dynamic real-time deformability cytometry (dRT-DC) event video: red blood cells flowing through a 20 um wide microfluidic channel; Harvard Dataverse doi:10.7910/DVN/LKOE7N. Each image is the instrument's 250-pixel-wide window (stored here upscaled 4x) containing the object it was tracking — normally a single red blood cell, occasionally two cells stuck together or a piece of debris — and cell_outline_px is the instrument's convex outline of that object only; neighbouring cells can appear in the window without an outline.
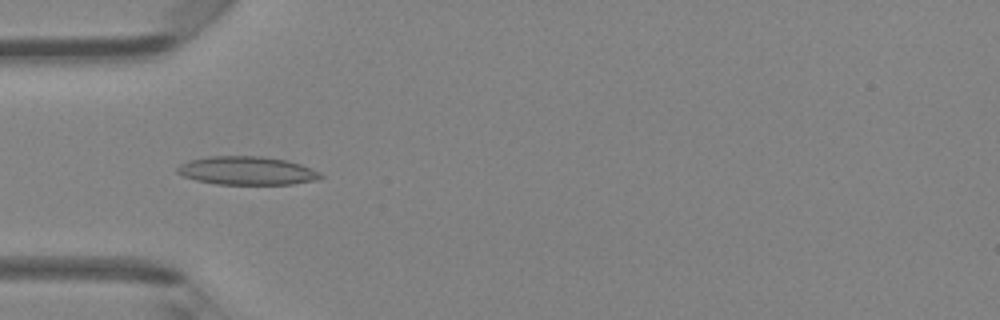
{"species": "Egyptian fruit bat (a non-hibernating species)", "species_latin": "Rousettus aegyptiacus", "temperature_condition": "room temperature", "stored_images_in_passage": 35, "camera_frame_rate_fps": 3000, "um_per_image_px": 0.085, "animal": {"sex": "female"}, "frame": {"image": 1, "passage_image": 3, "time_ms": 0.667, "image_size_px": [1000, 320], "cell_outline_px": [[324, 176], [320, 180], [292, 184], [216, 184], [196, 180], [184, 176], [176, 172], [176, 168], [180, 164], [188, 160], [208, 156], [264, 156], [284, 160], [300, 164], [320, 172]], "centroid_in_image_um": [20.99, 14.51], "position_along_channel_um": 64.0, "area_um2": 23.81}}
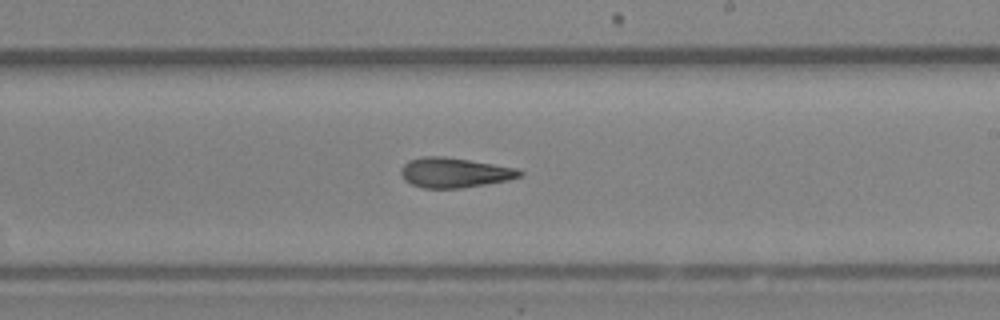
{"frame": {"image": 2, "passage_image": 16, "time_ms": 5.0, "image_size_px": [1000, 320], "cell_outline_px": [[524, 176], [508, 180], [460, 188], [424, 188], [412, 184], [404, 180], [400, 176], [400, 168], [408, 160], [420, 156], [444, 156], [516, 168], [524, 172]], "centroid_in_image_um": [38.59, 14.67], "position_along_channel_um": 250.4, "area_um2": 20.75}}
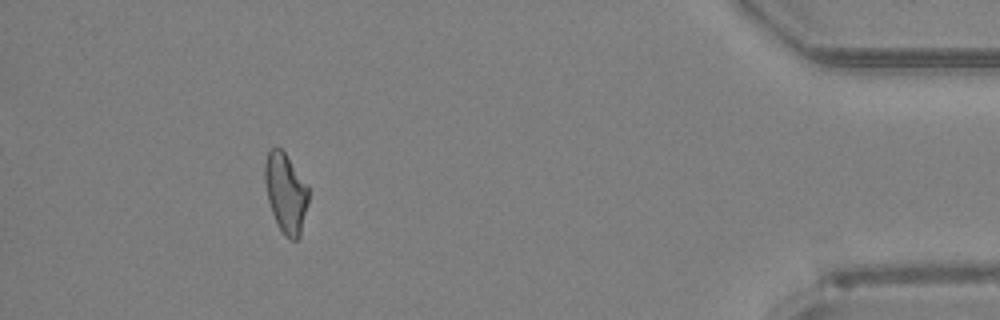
{"frame": {"image": 3, "passage_image": 31, "time_ms": 10.0, "image_size_px": [1000, 320], "cell_outline_px": [[308, 204], [300, 236], [296, 240], [292, 240], [276, 224], [268, 200], [264, 180], [264, 164], [268, 148], [280, 148], [284, 152], [308, 184]], "centroid_in_image_um": [24.28, 16.36], "position_along_channel_um": 410.9, "area_um2": 20.29}, "authors_computed_cell_mechanics": {"area_um2": 20.7502, "velocity_mm_per_s": 4.3311, "shape_relaxation_time_tau1_ms": 5.4245, "shape_relaxation_time_tau2_ms": 3.0289, "deformation_change_tau1": 0.1851, "deformation_change_tau2": 0.1343}}